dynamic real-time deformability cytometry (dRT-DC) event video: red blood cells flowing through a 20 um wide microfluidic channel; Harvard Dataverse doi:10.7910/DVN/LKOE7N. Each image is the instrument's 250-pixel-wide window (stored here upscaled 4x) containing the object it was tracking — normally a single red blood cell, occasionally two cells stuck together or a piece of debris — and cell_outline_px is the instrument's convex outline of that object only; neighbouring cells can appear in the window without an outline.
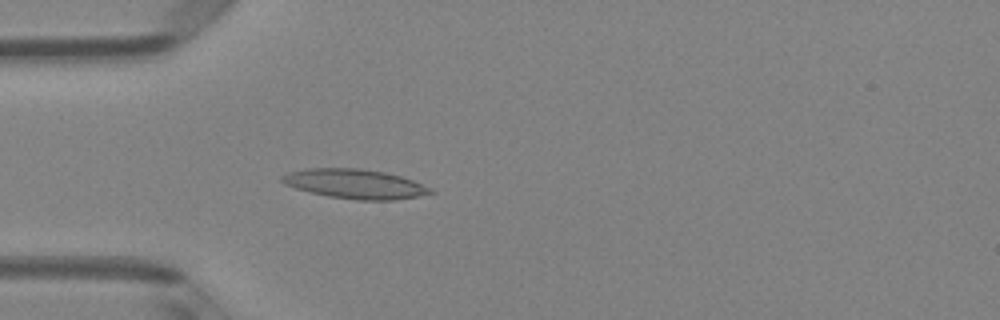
{"species": "Egyptian fruit bat (a non-hibernating species)", "species_latin": "Rousettus aegyptiacus", "temperature_condition": "room temperature", "stored_images_in_passage": 51, "camera_frame_rate_fps": 3000, "um_per_image_px": 0.085, "animal": {"sex": "female"}, "frame": {"image": 1, "passage_image": 15, "time_ms": 4.667, "image_size_px": [1000, 320], "cell_outline_px": [[436, 192], [416, 196], [392, 200], [356, 200], [328, 196], [296, 188], [284, 184], [280, 180], [280, 176], [288, 172], [308, 168], [360, 168], [388, 172], [412, 180], [432, 188]], "centroid_in_image_um": [30.16, 15.62], "position_along_channel_um": 54.8, "area_um2": 25.49}}
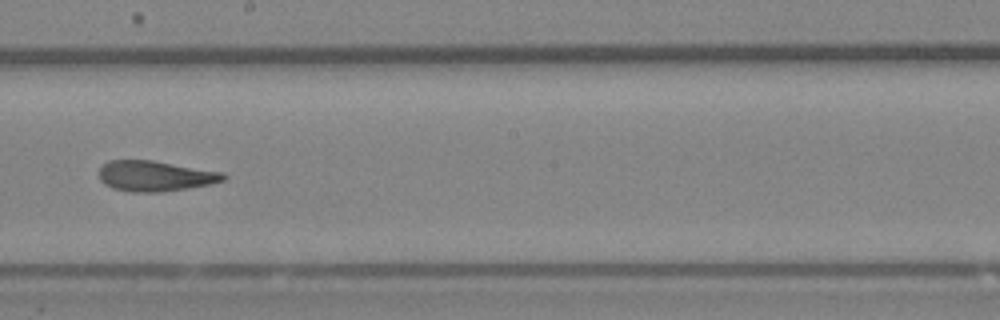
{"frame": {"image": 2, "passage_image": 29, "time_ms": 9.333, "image_size_px": [1000, 320], "cell_outline_px": [[228, 176], [224, 180], [208, 184], [160, 192], [132, 192], [112, 188], [104, 184], [100, 180], [100, 168], [108, 160], [152, 160], [224, 172]], "centroid_in_image_um": [13.18, 14.95], "position_along_channel_um": 235.0, "area_um2": 21.96}}
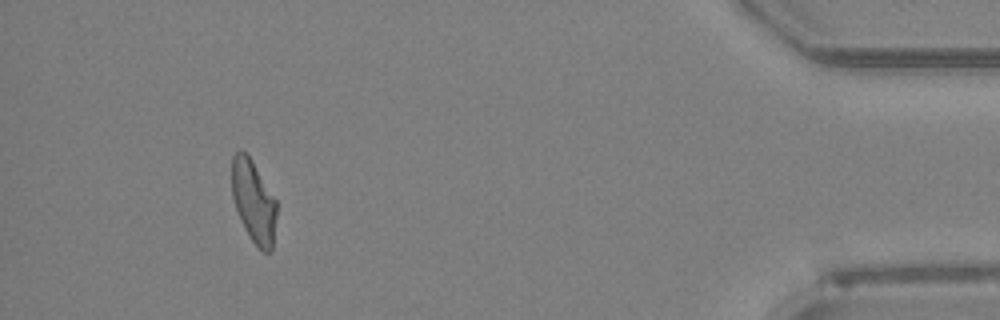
{"frame": {"image": 3, "passage_image": 47, "time_ms": 15.333, "image_size_px": [1000, 320], "cell_outline_px": [[276, 216], [272, 248], [268, 252], [264, 252], [252, 240], [244, 228], [236, 208], [232, 196], [232, 156], [240, 148], [248, 152], [276, 200]], "centroid_in_image_um": [21.54, 17.04], "position_along_channel_um": 413.7, "area_um2": 21.44}, "authors_computed_cell_mechanics": {"area_um2": 22.4842, "velocity_mm_per_s": 4.0109, "shape_relaxation_time_tau1_ms": 11.1295, "shape_relaxation_time_tau2_ms": 2.3833, "deformation_change_tau1": 0.302, "deformation_change_tau2": 0.1025}}